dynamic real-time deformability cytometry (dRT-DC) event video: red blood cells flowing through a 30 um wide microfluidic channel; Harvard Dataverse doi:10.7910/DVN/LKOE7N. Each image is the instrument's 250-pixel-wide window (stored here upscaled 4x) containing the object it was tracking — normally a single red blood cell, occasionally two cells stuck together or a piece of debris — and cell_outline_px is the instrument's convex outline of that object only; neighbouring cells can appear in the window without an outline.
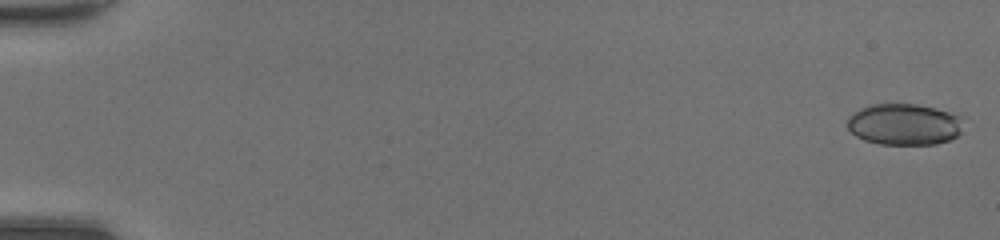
{"species": "common noctule bat (a hibernating species)", "species_latin": "Nyctalus noctula", "temperature_condition": "room temperature", "stored_images_in_passage": 21, "camera_frame_rate_fps": 3000, "um_per_image_px": 0.085, "animal": {"sex": "female", "body_mass_g": 20.0, "forearm_length_mm": 54.0}, "frame": {"image": 1, "passage_image": 1, "time_ms": 0.0, "image_size_px": [1000, 240], "cell_outline_px": [[968, 116], [960, 132], [956, 136], [948, 140], [936, 144], [880, 144], [864, 140], [856, 136], [848, 128], [848, 116], [860, 108], [872, 104], [916, 104], [960, 112]], "centroid_in_image_um": [76.97, 10.54], "position_along_channel_um": 8.0, "area_um2": 28.73}}
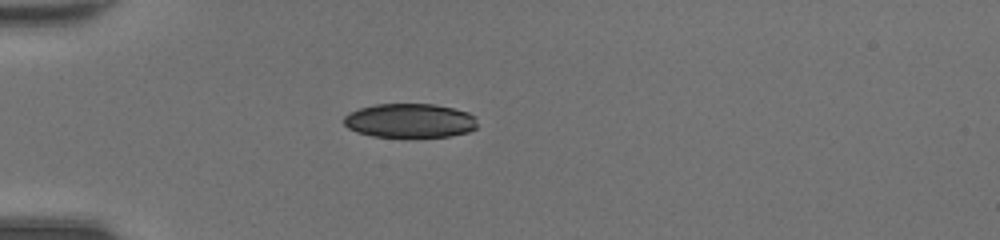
{"frame": {"image": 2, "passage_image": 15, "time_ms": 4.667, "image_size_px": [1000, 240], "cell_outline_px": [[476, 128], [468, 132], [452, 136], [372, 136], [356, 132], [348, 128], [344, 124], [344, 116], [348, 112], [360, 108], [376, 104], [436, 104], [468, 112], [476, 116]], "centroid_in_image_um": [34.83, 10.24], "position_along_channel_um": 50.2, "area_um2": 26.53}}
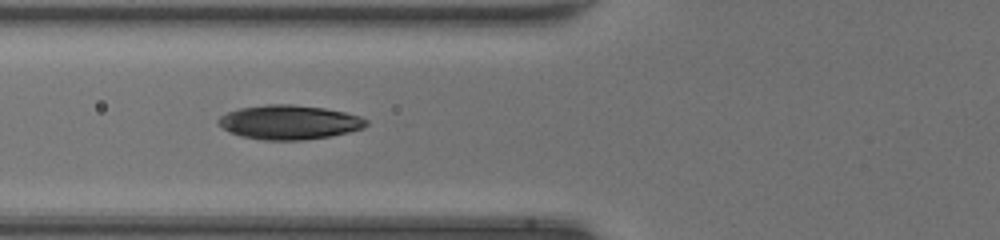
{"frame": {"image": 3, "passage_image": 20, "time_ms": 6.333, "image_size_px": [1000, 240], "cell_outline_px": [[368, 124], [364, 128], [332, 136], [300, 140], [264, 140], [240, 136], [228, 132], [216, 124], [216, 120], [220, 116], [228, 112], [240, 108], [268, 104], [292, 104], [324, 108], [344, 112], [360, 116], [368, 120]], "centroid_in_image_um": [24.56, 10.39], "position_along_channel_um": 101.2, "area_um2": 29.71}}